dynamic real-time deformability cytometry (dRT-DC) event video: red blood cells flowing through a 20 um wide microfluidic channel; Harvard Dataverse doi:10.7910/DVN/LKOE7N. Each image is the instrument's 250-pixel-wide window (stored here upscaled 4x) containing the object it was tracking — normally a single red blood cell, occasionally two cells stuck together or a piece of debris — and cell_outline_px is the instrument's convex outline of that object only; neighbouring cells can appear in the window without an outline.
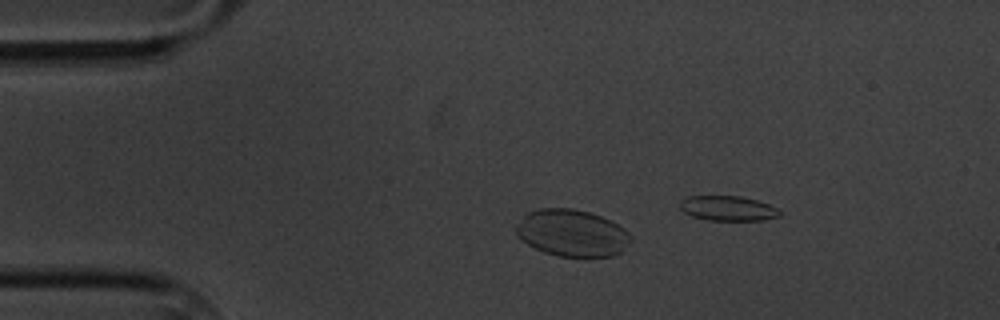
{"species": "common noctule bat (a hibernating species)", "species_latin": "Nyctalus noctula", "temperature_condition": "cold", "stored_images_in_passage": 12, "camera_frame_rate_fps": 3000, "um_per_image_px": 0.085, "animal": {"sex": "male", "body_mass_g": 20.1, "forearm_length_mm": 53.5}, "frame": {"image": 1, "passage_image": 9, "time_ms": 2.667, "image_size_px": [1000, 320], "cell_outline_px": [[632, 240], [620, 252], [612, 256], [560, 256], [544, 252], [520, 240], [516, 236], [516, 224], [528, 212], [540, 208], [572, 208], [588, 212], [600, 216], [624, 228], [632, 236]], "centroid_in_image_um": [48.6, 19.8], "position_along_channel_um": 36.4, "area_um2": 31.15}}